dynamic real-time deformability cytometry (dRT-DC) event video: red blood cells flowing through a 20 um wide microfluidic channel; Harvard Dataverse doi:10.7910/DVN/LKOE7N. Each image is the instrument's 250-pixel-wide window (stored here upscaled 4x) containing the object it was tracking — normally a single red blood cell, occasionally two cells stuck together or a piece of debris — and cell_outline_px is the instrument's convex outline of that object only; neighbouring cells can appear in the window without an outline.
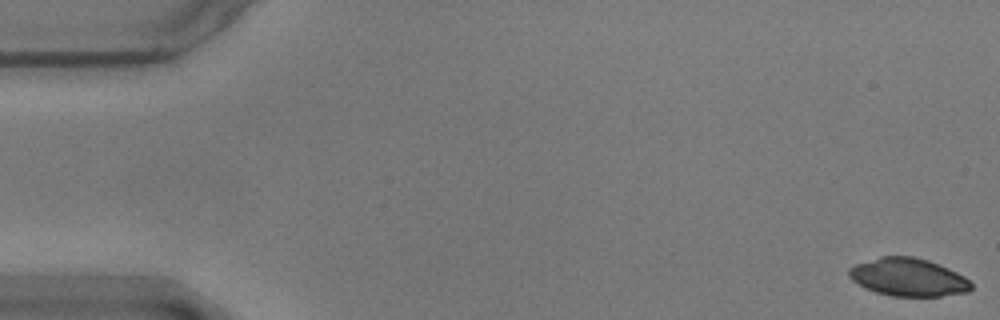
{"species": "common noctule bat (a hibernating species)", "species_latin": "Nyctalus noctula", "temperature_condition": "warm", "stored_images_in_passage": 57, "camera_frame_rate_fps": 3000, "um_per_image_px": 0.085, "animal": {"sex": "male", "body_mass_g": 17.9}, "frame": {"image": 1, "passage_image": 1, "time_ms": 0.0, "image_size_px": [1000, 320], "cell_outline_px": [[972, 288], [968, 292], [940, 296], [892, 296], [876, 292], [864, 288], [852, 280], [848, 276], [848, 268], [856, 264], [880, 256], [912, 256], [928, 260], [948, 268], [964, 276], [972, 284]], "centroid_in_image_um": [77.18, 23.56], "position_along_channel_um": 7.8, "area_um2": 27.05}}
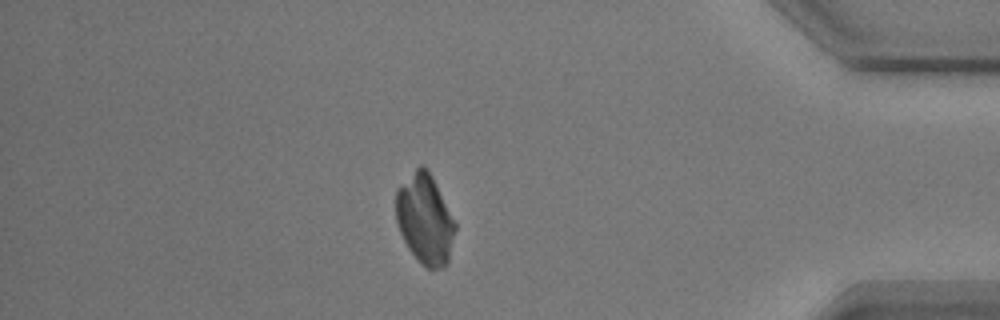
{"frame": {"image": 2, "passage_image": 49, "time_ms": 16.0, "image_size_px": [1000, 320], "cell_outline_px": [[456, 228], [448, 264], [444, 268], [428, 268], [408, 248], [396, 224], [396, 188], [420, 164], [424, 164], [428, 168], [456, 224]], "centroid_in_image_um": [36.11, 18.6], "position_along_channel_um": 399.1, "area_um2": 30.92}}
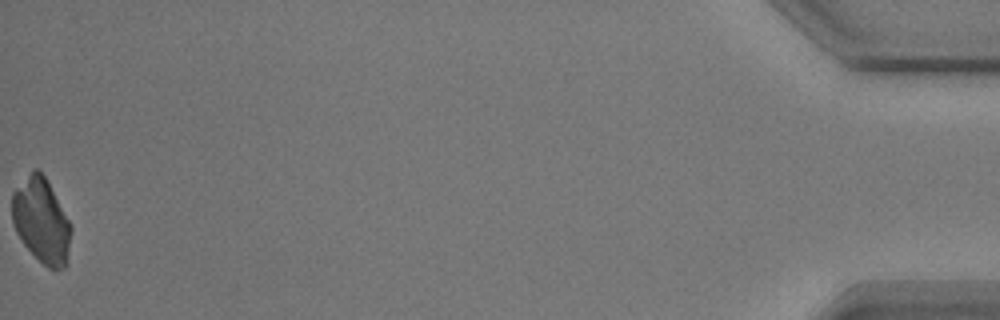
{"frame": {"image": 3, "passage_image": 57, "time_ms": 18.667, "image_size_px": [1000, 320], "cell_outline_px": [[72, 228], [64, 268], [56, 272], [52, 272], [24, 244], [16, 232], [12, 224], [12, 192], [32, 168], [36, 168], [44, 176], [68, 220]], "centroid_in_image_um": [3.48, 18.76], "position_along_channel_um": 431.7, "area_um2": 28.73}}